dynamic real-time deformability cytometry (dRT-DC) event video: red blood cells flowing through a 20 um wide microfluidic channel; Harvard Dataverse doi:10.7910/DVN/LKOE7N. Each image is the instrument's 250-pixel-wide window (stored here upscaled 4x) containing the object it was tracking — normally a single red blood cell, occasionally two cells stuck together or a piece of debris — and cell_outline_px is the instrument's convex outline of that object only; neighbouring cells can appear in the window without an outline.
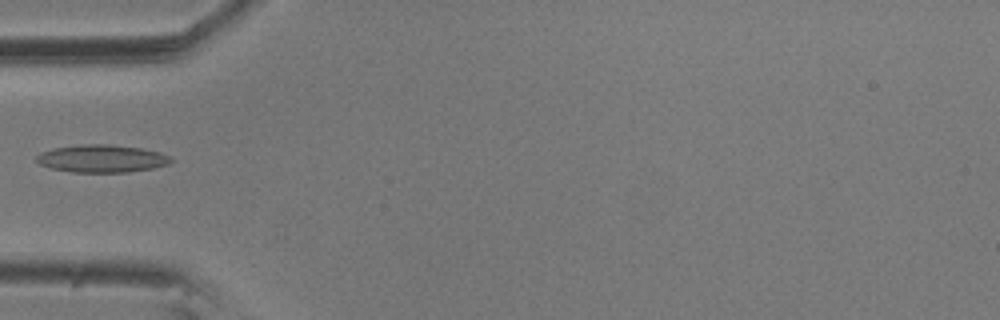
{"species": "common noctule bat (a hibernating species)", "species_latin": "Nyctalus noctula", "temperature_condition": "room temperature", "stored_images_in_passage": 3, "camera_frame_rate_fps": 3000, "um_per_image_px": 0.085, "animal": {"sex": "male", "body_mass_g": 20.5, "forearm_length_mm": 52.5}, "frame": {"image": 1, "passage_image": 2, "time_ms": 0.333, "image_size_px": [1000, 320], "cell_outline_px": [[172, 160], [168, 164], [152, 168], [128, 172], [72, 172], [52, 168], [40, 164], [36, 160], [36, 156], [40, 152], [52, 148], [80, 144], [108, 144], [140, 148], [160, 152], [168, 156]], "centroid_in_image_um": [8.62, 13.47], "position_along_channel_um": 76.4, "area_um2": 21.56}}
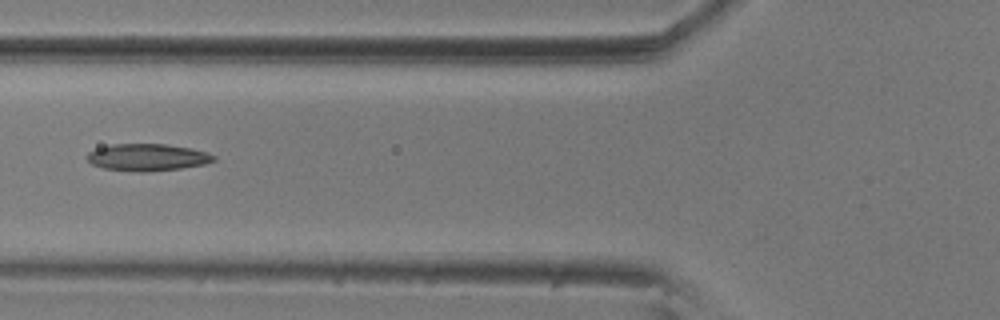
{"frame": {"image": 2, "passage_image": 3, "time_ms": 0.667, "image_size_px": [1000, 320], "cell_outline_px": [[216, 160], [204, 164], [180, 168], [144, 172], [132, 172], [104, 168], [92, 164], [88, 160], [88, 152], [96, 148], [112, 144], [164, 144], [192, 148], [208, 152], [216, 156]], "centroid_in_image_um": [12.54, 13.37], "position_along_channel_um": 113.3, "area_um2": 20.0}}